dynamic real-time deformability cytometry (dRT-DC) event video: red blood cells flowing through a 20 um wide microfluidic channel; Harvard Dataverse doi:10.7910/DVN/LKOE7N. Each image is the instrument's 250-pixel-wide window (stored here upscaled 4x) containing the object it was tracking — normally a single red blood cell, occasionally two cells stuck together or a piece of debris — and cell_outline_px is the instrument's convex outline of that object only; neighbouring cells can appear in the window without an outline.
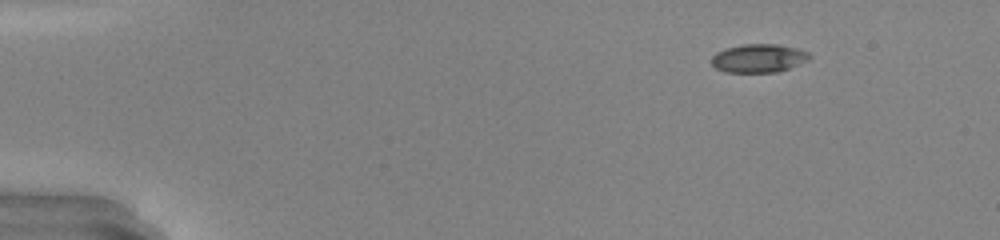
{"species": "common noctule bat (a hibernating species)", "species_latin": "Nyctalus noctula", "temperature_condition": "warm", "stored_images_in_passage": 44, "camera_frame_rate_fps": 3000, "um_per_image_px": 0.085, "animal": {"sex": "male", "body_mass_g": 20.0, "forearm_length_mm": 53.3}, "frame": {"image": 1, "passage_image": 1, "time_ms": 0.0, "image_size_px": [1000, 240], "cell_outline_px": [[812, 56], [808, 60], [788, 68], [776, 72], [724, 72], [716, 68], [712, 64], [712, 56], [716, 52], [728, 48], [744, 44], [776, 44], [796, 48], [808, 52]], "centroid_in_image_um": [64.48, 4.95], "position_along_channel_um": 20.5, "area_um2": 16.07}}
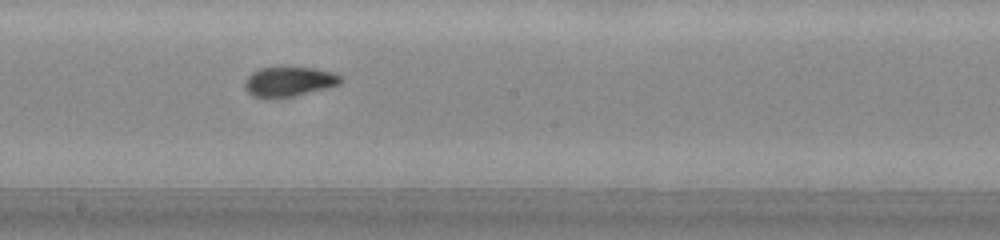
{"frame": {"image": 2, "passage_image": 23, "time_ms": 7.333, "image_size_px": [1000, 240], "cell_outline_px": [[344, 80], [340, 84], [292, 96], [272, 100], [268, 100], [252, 96], [244, 88], [244, 80], [252, 72], [260, 68], [280, 64], [288, 64], [316, 68], [332, 72], [340, 76]], "centroid_in_image_um": [24.5, 6.9], "position_along_channel_um": 223.7, "area_um2": 17.63}}
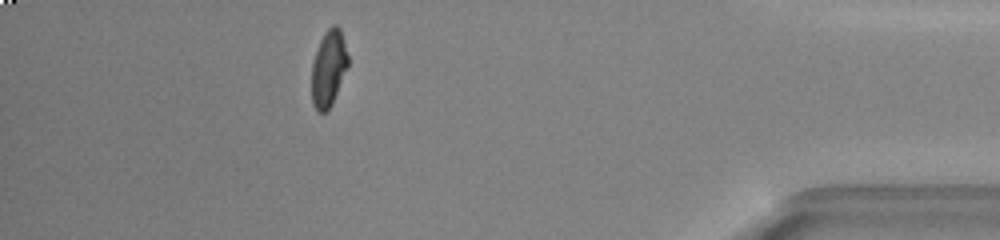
{"frame": {"image": 3, "passage_image": 39, "time_ms": 12.667, "image_size_px": [1000, 240], "cell_outline_px": [[348, 64], [332, 104], [328, 112], [316, 112], [312, 104], [312, 64], [320, 40], [324, 32], [332, 24], [336, 24], [340, 28], [348, 56]], "centroid_in_image_um": [27.91, 5.82], "position_along_channel_um": 407.3, "area_um2": 16.13}, "authors_computed_cell_mechanics": {"area_um2": 16.6753, "velocity_mm_per_s": 4.2665, "shape_relaxation_time_tau1_ms": 5.5342, "shape_relaxation_time_tau2_ms": 1.1954, "deformation_change_tau1": 0.2504, "deformation_change_tau2": 0.0532}}